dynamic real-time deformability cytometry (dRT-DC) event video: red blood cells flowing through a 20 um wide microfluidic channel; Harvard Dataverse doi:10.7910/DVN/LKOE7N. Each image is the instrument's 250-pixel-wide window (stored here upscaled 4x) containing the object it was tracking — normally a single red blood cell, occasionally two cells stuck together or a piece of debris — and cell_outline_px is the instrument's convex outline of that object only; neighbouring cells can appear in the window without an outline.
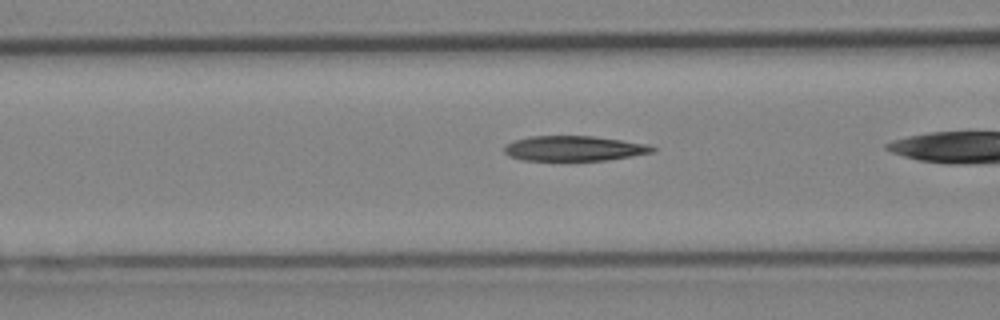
{"species": "Egyptian fruit bat (a non-hibernating species)", "species_latin": "Rousettus aegyptiacus", "temperature_condition": "cold", "stored_images_in_passage": 16, "camera_frame_rate_fps": 3000, "um_per_image_px": 0.085, "animal": {"sex": "female"}, "frame": {"image": 1, "passage_image": 5, "time_ms": 1.333, "image_size_px": [1000, 320], "cell_outline_px": [[656, 148], [652, 152], [632, 156], [604, 160], [520, 160], [508, 156], [504, 152], [504, 144], [528, 136], [592, 136], [648, 144]], "centroid_in_image_um": [48.74, 12.61], "position_along_channel_um": 117.9, "area_um2": 21.56}}